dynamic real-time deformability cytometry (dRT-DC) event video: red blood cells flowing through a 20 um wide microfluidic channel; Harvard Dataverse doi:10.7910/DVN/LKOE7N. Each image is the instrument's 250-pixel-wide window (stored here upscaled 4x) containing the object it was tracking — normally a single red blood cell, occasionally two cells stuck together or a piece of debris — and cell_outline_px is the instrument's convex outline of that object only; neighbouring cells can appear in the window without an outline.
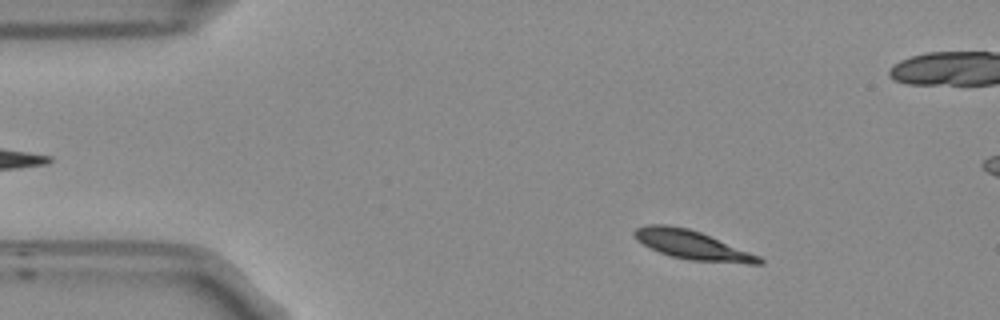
{"species": "Egyptian fruit bat (a non-hibernating species)", "species_latin": "Rousettus aegyptiacus", "temperature_condition": "room temperature", "stored_images_in_passage": 48, "camera_frame_rate_fps": 3000, "um_per_image_px": 0.085, "frame": {"image": 1, "passage_image": 1, "time_ms": 0.0, "image_size_px": [1000, 320], "cell_outline_px": [[764, 264], [748, 264], [688, 260], [672, 256], [660, 252], [636, 240], [632, 232], [636, 228], [648, 224], [664, 224], [688, 228], [700, 232], [760, 256], [764, 260]], "centroid_in_image_um": [58.85, 20.83], "position_along_channel_um": 26.2, "area_um2": 20.92}}
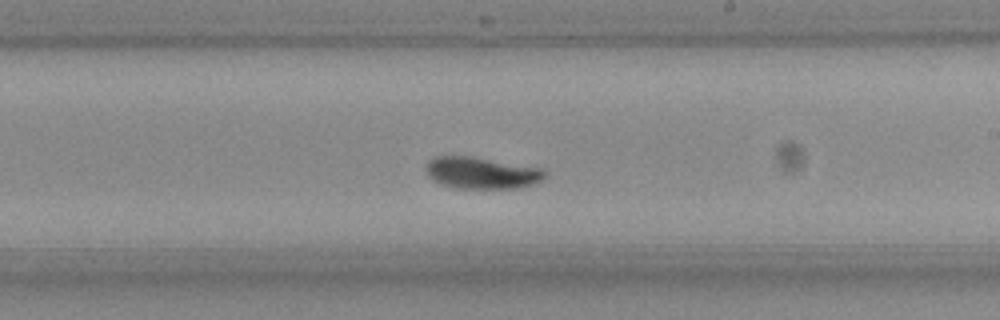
{"frame": {"image": 2, "passage_image": 24, "time_ms": 7.667, "image_size_px": [1000, 320], "cell_outline_px": [[548, 172], [540, 180], [532, 184], [520, 188], [456, 188], [440, 184], [432, 180], [428, 176], [428, 160], [432, 156], [472, 156], [544, 168]], "centroid_in_image_um": [40.95, 14.69], "position_along_channel_um": 248.1, "area_um2": 22.08}}
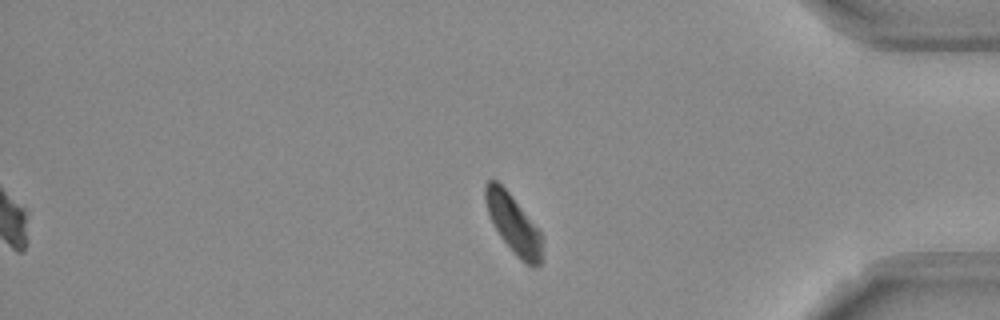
{"frame": {"image": 3, "passage_image": 38, "time_ms": 12.333, "image_size_px": [1000, 320], "cell_outline_px": [[540, 264], [536, 268], [524, 264], [512, 252], [500, 236], [488, 212], [484, 200], [484, 184], [488, 180], [496, 180], [512, 196], [540, 232]], "centroid_in_image_um": [43.59, 19.04], "position_along_channel_um": 391.6, "area_um2": 18.96}, "authors_computed_cell_mechanics": {"area_um2": 21.2993, "velocity_mm_per_s": 3.6777, "shape_relaxation_time_tau1_ms": 2.0739, "shape_relaxation_time_tau2_ms": null, "deformation_change_tau1": 0.0949, "deformation_change_tau2": null}}